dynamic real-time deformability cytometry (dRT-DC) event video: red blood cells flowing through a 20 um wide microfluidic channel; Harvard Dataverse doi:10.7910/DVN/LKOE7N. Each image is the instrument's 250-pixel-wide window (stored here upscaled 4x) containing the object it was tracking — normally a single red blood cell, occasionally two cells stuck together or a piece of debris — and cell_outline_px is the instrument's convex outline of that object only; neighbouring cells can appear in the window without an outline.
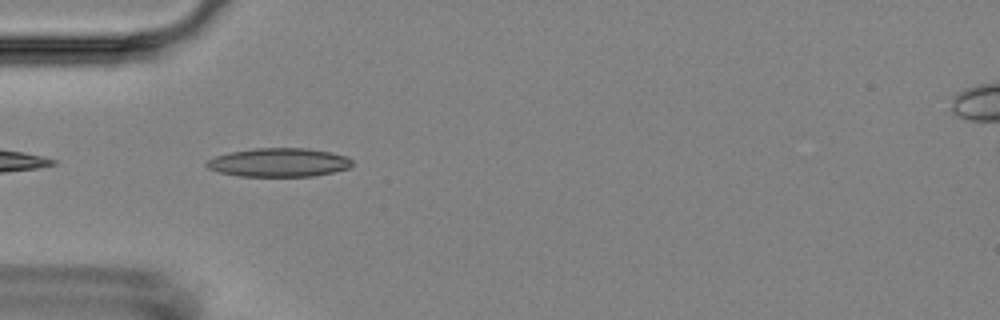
{"species": "Egyptian fruit bat (a non-hibernating species)", "species_latin": "Rousettus aegyptiacus", "temperature_condition": "room temperature", "stored_images_in_passage": 9, "camera_frame_rate_fps": 3000, "um_per_image_px": 0.085, "animal": {"sex": "female"}, "frame": {"image": 1, "passage_image": 4, "time_ms": 3.333, "image_size_px": [1000, 320], "cell_outline_px": [[352, 164], [348, 168], [332, 172], [312, 176], [240, 176], [220, 172], [208, 168], [204, 164], [208, 160], [216, 156], [228, 152], [256, 148], [308, 148], [348, 156], [352, 160]], "centroid_in_image_um": [23.69, 13.8], "position_along_channel_um": 61.3, "area_um2": 24.22}}
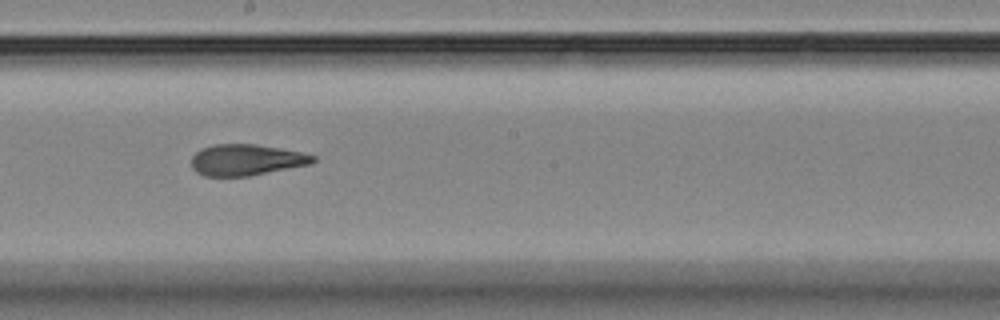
{"frame": {"image": 2, "passage_image": 8, "time_ms": 8.0, "image_size_px": [1000, 320], "cell_outline_px": [[316, 160], [312, 164], [248, 176], [204, 176], [196, 172], [192, 168], [192, 156], [196, 152], [204, 148], [216, 144], [256, 144], [280, 148], [300, 152], [316, 156]], "centroid_in_image_um": [20.95, 13.59], "position_along_channel_um": 227.3, "area_um2": 22.02}}
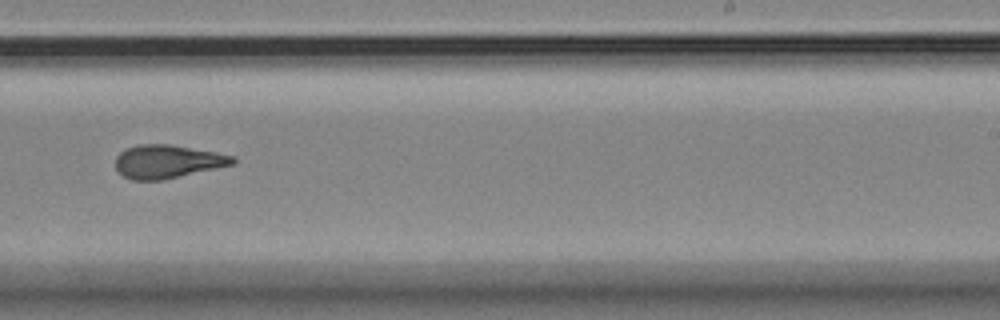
{"frame": {"image": 3, "passage_image": 9, "time_ms": 9.333, "image_size_px": [1000, 320], "cell_outline_px": [[236, 164], [160, 180], [132, 180], [124, 176], [116, 168], [116, 156], [120, 152], [128, 148], [140, 144], [172, 144], [216, 152], [236, 156]], "centroid_in_image_um": [14.27, 13.72], "position_along_channel_um": 274.7, "area_um2": 22.72}}